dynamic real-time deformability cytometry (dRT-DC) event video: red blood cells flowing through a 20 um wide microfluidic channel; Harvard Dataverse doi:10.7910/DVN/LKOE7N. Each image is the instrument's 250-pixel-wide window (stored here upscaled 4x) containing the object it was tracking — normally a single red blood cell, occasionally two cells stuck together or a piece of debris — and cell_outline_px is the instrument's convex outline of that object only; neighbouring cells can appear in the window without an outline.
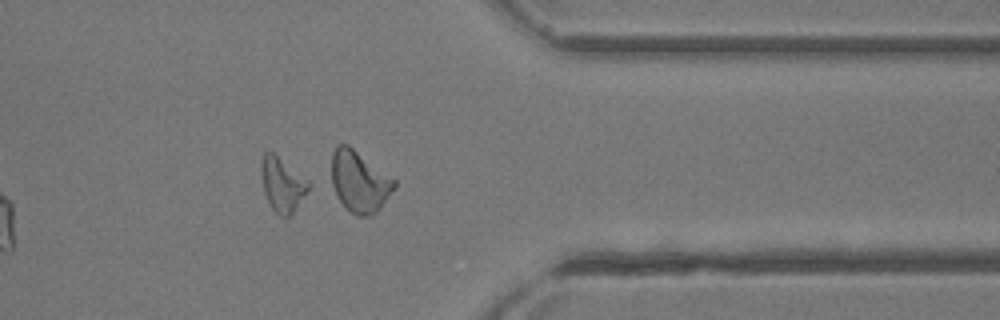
{"species": "common noctule bat (a hibernating species)", "species_latin": "Nyctalus noctula", "temperature_condition": "room temperature", "stored_images_in_passage": 31, "camera_frame_rate_fps": 3000, "um_per_image_px": 0.085, "animal": {"sex": "female"}, "frame": {"image": 1, "passage_image": 27, "time_ms": 8.667, "image_size_px": [1000, 320], "cell_outline_px": [[316, 184], [292, 212], [288, 216], [280, 216], [272, 208], [264, 192], [260, 176], [260, 160], [264, 152], [272, 152]], "centroid_in_image_um": [24.05, 15.65], "position_along_channel_um": 387.4, "area_um2": 15.43}}